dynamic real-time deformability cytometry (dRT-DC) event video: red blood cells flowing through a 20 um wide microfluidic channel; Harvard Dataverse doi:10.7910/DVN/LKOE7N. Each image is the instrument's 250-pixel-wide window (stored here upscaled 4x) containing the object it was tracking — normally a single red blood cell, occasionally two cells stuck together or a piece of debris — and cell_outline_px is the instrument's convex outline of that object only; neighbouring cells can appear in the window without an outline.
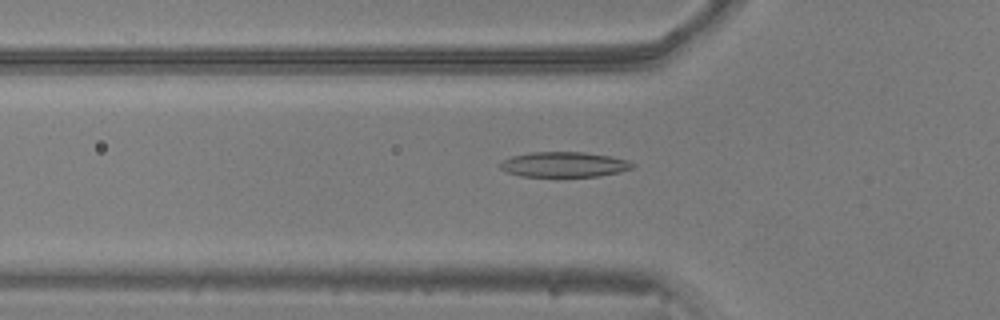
{"species": "common noctule bat (a hibernating species)", "species_latin": "Nyctalus noctula", "temperature_condition": "warm", "stored_images_in_passage": 53, "camera_frame_rate_fps": 3000, "um_per_image_px": 0.085, "animal": {"sex": "male", "body_mass_g": 20.5, "forearm_length_mm": 52.5}, "frame": {"image": 1, "passage_image": 18, "time_ms": 5.667, "image_size_px": [1000, 320], "cell_outline_px": [[628, 168], [616, 172], [592, 176], [528, 176], [512, 172], [508, 168], [508, 160], [516, 156], [540, 152], [576, 152], [604, 156], [620, 160], [628, 164]], "centroid_in_image_um": [47.98, 13.98], "position_along_channel_um": 77.8, "area_um2": 17.17}}
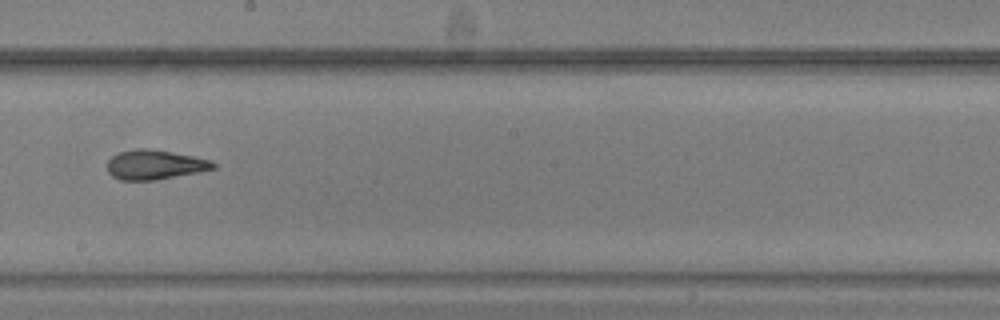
{"frame": {"image": 2, "passage_image": 30, "time_ms": 9.667, "image_size_px": [1000, 320], "cell_outline_px": [[216, 164], [212, 168], [152, 180], [124, 180], [112, 176], [108, 168], [108, 160], [112, 156], [120, 152], [168, 152], [208, 160]], "centroid_in_image_um": [13.09, 14.05], "position_along_channel_um": 235.1, "area_um2": 16.42}}
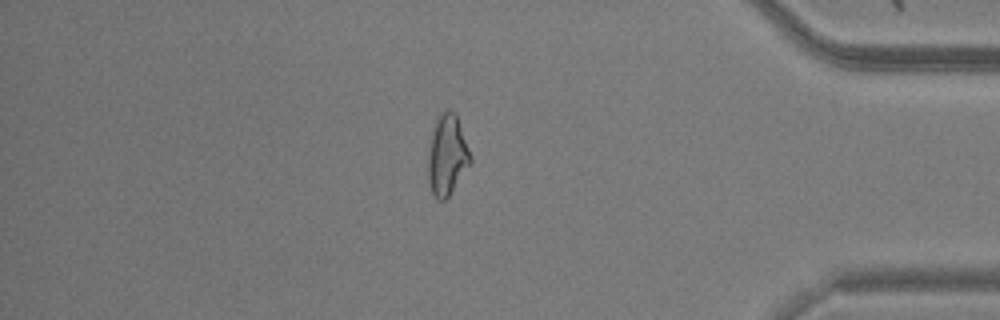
{"frame": {"image": 3, "passage_image": 45, "time_ms": 14.667, "image_size_px": [1000, 320], "cell_outline_px": [[468, 164], [448, 196], [444, 200], [440, 200], [432, 192], [432, 140], [436, 124], [444, 112], [452, 112], [456, 116], [468, 152]], "centroid_in_image_um": [38.05, 13.21], "position_along_channel_um": 397.2, "area_um2": 16.82}, "authors_computed_cell_mechanics": {"area_um2": 16.762, "velocity_mm_per_s": 3.894, "shape_relaxation_time_tau1_ms": null, "shape_relaxation_time_tau2_ms": 2.6396, "deformation_change_tau1": null, "deformation_change_tau2": 0.1017}}